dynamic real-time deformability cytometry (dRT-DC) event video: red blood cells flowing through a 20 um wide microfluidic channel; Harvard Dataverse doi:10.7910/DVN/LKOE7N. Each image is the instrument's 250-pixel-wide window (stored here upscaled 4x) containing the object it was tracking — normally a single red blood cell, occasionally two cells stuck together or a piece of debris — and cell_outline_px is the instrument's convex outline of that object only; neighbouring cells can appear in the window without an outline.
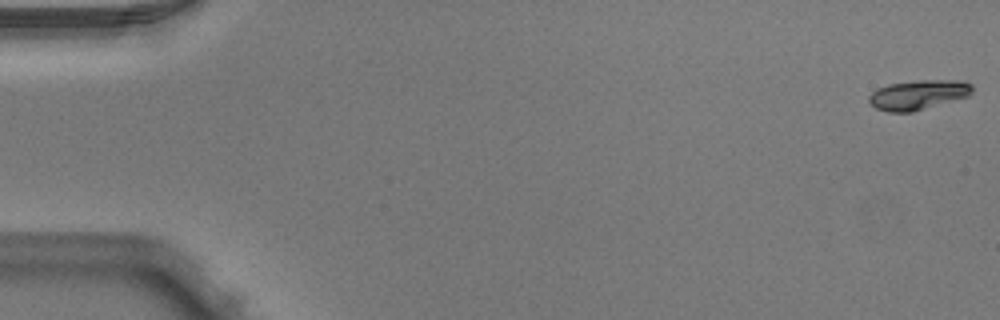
{"species": "Egyptian fruit bat (a non-hibernating species)", "species_latin": "Rousettus aegyptiacus", "temperature_condition": "warm", "stored_images_in_passage": 4, "camera_frame_rate_fps": 3000, "um_per_image_px": 0.085, "animal": {"sex": "male"}, "frame": {"image": 1, "passage_image": 1, "time_ms": 0.0, "image_size_px": [1000, 320], "cell_outline_px": [[972, 92], [968, 96], [912, 112], [888, 112], [876, 108], [868, 100], [868, 96], [876, 88], [888, 84], [920, 80], [956, 80], [972, 84]], "centroid_in_image_um": [78.01, 8.05], "position_along_channel_um": 7.0, "area_um2": 17.74}}
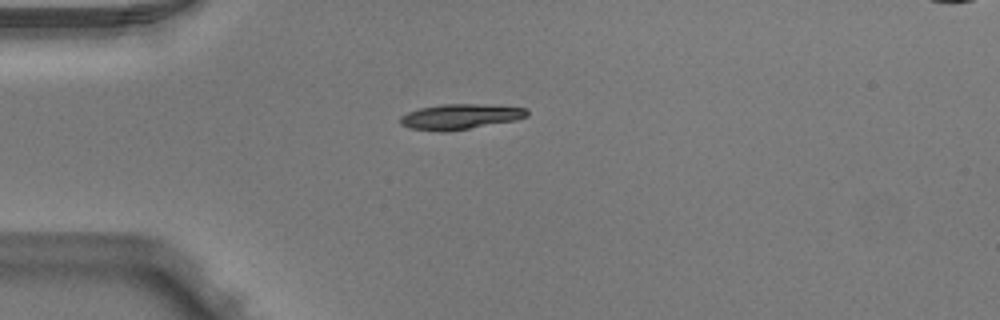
{"frame": {"image": 2, "passage_image": 4, "time_ms": 1.0, "image_size_px": [1000, 320], "cell_outline_px": [[528, 116], [516, 120], [444, 132], [440, 132], [408, 128], [400, 124], [400, 116], [408, 112], [420, 108], [444, 104], [480, 104], [528, 108]], "centroid_in_image_um": [39.09, 9.91], "position_along_channel_um": 45.9, "area_um2": 18.61}}